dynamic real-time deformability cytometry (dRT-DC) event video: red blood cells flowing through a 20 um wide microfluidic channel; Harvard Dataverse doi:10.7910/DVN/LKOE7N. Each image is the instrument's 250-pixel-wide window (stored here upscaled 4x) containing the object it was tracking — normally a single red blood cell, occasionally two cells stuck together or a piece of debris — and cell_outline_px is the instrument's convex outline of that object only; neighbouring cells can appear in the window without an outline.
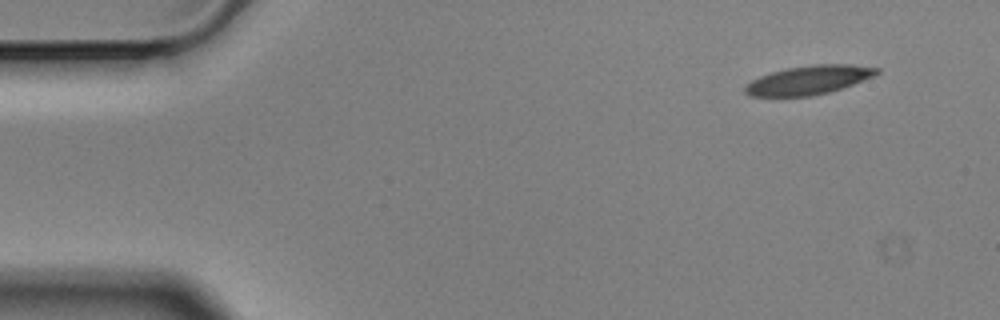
{"species": "Egyptian fruit bat (a non-hibernating species)", "species_latin": "Rousettus aegyptiacus", "temperature_condition": "cold", "stored_images_in_passage": 5, "segment_of_instrument_passage": [1, 2], "camera_frame_rate_fps": 3000, "um_per_image_px": 0.085, "animal": {"sex": "male"}, "frame": {"image": 1, "passage_image": 1, "time_ms": 0.0, "image_size_px": [1000, 320], "cell_outline_px": [[880, 72], [872, 76], [852, 84], [828, 92], [812, 96], [748, 96], [744, 92], [744, 84], [760, 76], [772, 72], [788, 68], [812, 64], [852, 64], [880, 68]], "centroid_in_image_um": [68.7, 6.8], "position_along_channel_um": 16.3, "area_um2": 22.02}}